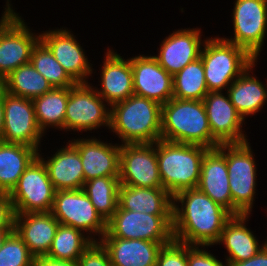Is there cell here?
<instances>
[{
    "mask_svg": "<svg viewBox=\"0 0 267 266\" xmlns=\"http://www.w3.org/2000/svg\"><path fill=\"white\" fill-rule=\"evenodd\" d=\"M180 202L181 208L175 204ZM232 215L197 188L173 196L174 240L196 246L218 242L225 223Z\"/></svg>",
    "mask_w": 267,
    "mask_h": 266,
    "instance_id": "6da1fadb",
    "label": "cell"
},
{
    "mask_svg": "<svg viewBox=\"0 0 267 266\" xmlns=\"http://www.w3.org/2000/svg\"><path fill=\"white\" fill-rule=\"evenodd\" d=\"M161 140L197 144L209 149L220 145L212 137L203 100L172 98L163 104Z\"/></svg>",
    "mask_w": 267,
    "mask_h": 266,
    "instance_id": "7a4b0ae2",
    "label": "cell"
},
{
    "mask_svg": "<svg viewBox=\"0 0 267 266\" xmlns=\"http://www.w3.org/2000/svg\"><path fill=\"white\" fill-rule=\"evenodd\" d=\"M110 111V128L124 144L161 140L162 105L158 102L133 94L112 105Z\"/></svg>",
    "mask_w": 267,
    "mask_h": 266,
    "instance_id": "3957f363",
    "label": "cell"
},
{
    "mask_svg": "<svg viewBox=\"0 0 267 266\" xmlns=\"http://www.w3.org/2000/svg\"><path fill=\"white\" fill-rule=\"evenodd\" d=\"M156 156L163 188L172 196L197 188L201 163L209 148L197 144L158 140Z\"/></svg>",
    "mask_w": 267,
    "mask_h": 266,
    "instance_id": "277c9868",
    "label": "cell"
},
{
    "mask_svg": "<svg viewBox=\"0 0 267 266\" xmlns=\"http://www.w3.org/2000/svg\"><path fill=\"white\" fill-rule=\"evenodd\" d=\"M200 57L209 92L227 88L234 82L233 80L256 62L245 49L224 38L206 40Z\"/></svg>",
    "mask_w": 267,
    "mask_h": 266,
    "instance_id": "5b68a950",
    "label": "cell"
},
{
    "mask_svg": "<svg viewBox=\"0 0 267 266\" xmlns=\"http://www.w3.org/2000/svg\"><path fill=\"white\" fill-rule=\"evenodd\" d=\"M217 149L226 157L232 196V216L249 215L254 201L257 177L251 147L245 142L220 144Z\"/></svg>",
    "mask_w": 267,
    "mask_h": 266,
    "instance_id": "8992f818",
    "label": "cell"
},
{
    "mask_svg": "<svg viewBox=\"0 0 267 266\" xmlns=\"http://www.w3.org/2000/svg\"><path fill=\"white\" fill-rule=\"evenodd\" d=\"M103 237L141 239L163 246L174 240L173 215H150L121 209L119 206L107 221Z\"/></svg>",
    "mask_w": 267,
    "mask_h": 266,
    "instance_id": "52a82bcc",
    "label": "cell"
},
{
    "mask_svg": "<svg viewBox=\"0 0 267 266\" xmlns=\"http://www.w3.org/2000/svg\"><path fill=\"white\" fill-rule=\"evenodd\" d=\"M9 5L0 20V83L19 66L30 63L32 49L40 39Z\"/></svg>",
    "mask_w": 267,
    "mask_h": 266,
    "instance_id": "ba28073f",
    "label": "cell"
},
{
    "mask_svg": "<svg viewBox=\"0 0 267 266\" xmlns=\"http://www.w3.org/2000/svg\"><path fill=\"white\" fill-rule=\"evenodd\" d=\"M56 190L47 169L37 157L9 194L14 213L51 212Z\"/></svg>",
    "mask_w": 267,
    "mask_h": 266,
    "instance_id": "9c48e42d",
    "label": "cell"
},
{
    "mask_svg": "<svg viewBox=\"0 0 267 266\" xmlns=\"http://www.w3.org/2000/svg\"><path fill=\"white\" fill-rule=\"evenodd\" d=\"M4 128L2 142L31 146L38 150L42 137L33 100L13 96L2 87Z\"/></svg>",
    "mask_w": 267,
    "mask_h": 266,
    "instance_id": "30bf717a",
    "label": "cell"
},
{
    "mask_svg": "<svg viewBox=\"0 0 267 266\" xmlns=\"http://www.w3.org/2000/svg\"><path fill=\"white\" fill-rule=\"evenodd\" d=\"M93 89L88 82L77 83L69 88L64 129L86 131L103 124L110 128L111 111L107 110L103 99Z\"/></svg>",
    "mask_w": 267,
    "mask_h": 266,
    "instance_id": "8fae6325",
    "label": "cell"
},
{
    "mask_svg": "<svg viewBox=\"0 0 267 266\" xmlns=\"http://www.w3.org/2000/svg\"><path fill=\"white\" fill-rule=\"evenodd\" d=\"M51 214L62 225L99 233L102 237L106 233L107 222L95 210L83 189L56 191Z\"/></svg>",
    "mask_w": 267,
    "mask_h": 266,
    "instance_id": "7c38bea8",
    "label": "cell"
},
{
    "mask_svg": "<svg viewBox=\"0 0 267 266\" xmlns=\"http://www.w3.org/2000/svg\"><path fill=\"white\" fill-rule=\"evenodd\" d=\"M235 2L234 38L225 40L245 49L257 60L267 30V0H236Z\"/></svg>",
    "mask_w": 267,
    "mask_h": 266,
    "instance_id": "4fadbf2b",
    "label": "cell"
},
{
    "mask_svg": "<svg viewBox=\"0 0 267 266\" xmlns=\"http://www.w3.org/2000/svg\"><path fill=\"white\" fill-rule=\"evenodd\" d=\"M119 180L122 185L163 188L153 143L121 145Z\"/></svg>",
    "mask_w": 267,
    "mask_h": 266,
    "instance_id": "5bb4252c",
    "label": "cell"
},
{
    "mask_svg": "<svg viewBox=\"0 0 267 266\" xmlns=\"http://www.w3.org/2000/svg\"><path fill=\"white\" fill-rule=\"evenodd\" d=\"M130 61L135 95L161 105L173 98V76L160 66L154 56L140 55Z\"/></svg>",
    "mask_w": 267,
    "mask_h": 266,
    "instance_id": "9a60e30c",
    "label": "cell"
},
{
    "mask_svg": "<svg viewBox=\"0 0 267 266\" xmlns=\"http://www.w3.org/2000/svg\"><path fill=\"white\" fill-rule=\"evenodd\" d=\"M221 91L209 92L203 99L212 137L219 144L248 142L242 133V116Z\"/></svg>",
    "mask_w": 267,
    "mask_h": 266,
    "instance_id": "2e32d148",
    "label": "cell"
},
{
    "mask_svg": "<svg viewBox=\"0 0 267 266\" xmlns=\"http://www.w3.org/2000/svg\"><path fill=\"white\" fill-rule=\"evenodd\" d=\"M39 36L58 63L77 83H87L86 77L92 73V69L74 35L66 29H60Z\"/></svg>",
    "mask_w": 267,
    "mask_h": 266,
    "instance_id": "e0dca14e",
    "label": "cell"
},
{
    "mask_svg": "<svg viewBox=\"0 0 267 266\" xmlns=\"http://www.w3.org/2000/svg\"><path fill=\"white\" fill-rule=\"evenodd\" d=\"M71 143L81 157L84 180L98 177H119L120 148L97 139H74Z\"/></svg>",
    "mask_w": 267,
    "mask_h": 266,
    "instance_id": "ac0fdd59",
    "label": "cell"
},
{
    "mask_svg": "<svg viewBox=\"0 0 267 266\" xmlns=\"http://www.w3.org/2000/svg\"><path fill=\"white\" fill-rule=\"evenodd\" d=\"M59 224L51 212L15 213L14 216V230L34 257L48 254Z\"/></svg>",
    "mask_w": 267,
    "mask_h": 266,
    "instance_id": "d6986e66",
    "label": "cell"
},
{
    "mask_svg": "<svg viewBox=\"0 0 267 266\" xmlns=\"http://www.w3.org/2000/svg\"><path fill=\"white\" fill-rule=\"evenodd\" d=\"M200 30L183 29L163 40L159 55L154 56L169 74L174 76L201 54Z\"/></svg>",
    "mask_w": 267,
    "mask_h": 266,
    "instance_id": "ffe728a7",
    "label": "cell"
},
{
    "mask_svg": "<svg viewBox=\"0 0 267 266\" xmlns=\"http://www.w3.org/2000/svg\"><path fill=\"white\" fill-rule=\"evenodd\" d=\"M197 189L232 215L226 157L217 148L209 149L203 157Z\"/></svg>",
    "mask_w": 267,
    "mask_h": 266,
    "instance_id": "44dd1931",
    "label": "cell"
},
{
    "mask_svg": "<svg viewBox=\"0 0 267 266\" xmlns=\"http://www.w3.org/2000/svg\"><path fill=\"white\" fill-rule=\"evenodd\" d=\"M106 53L101 74L102 91L97 90V93L111 107L134 94L133 72L129 59L125 61L111 50Z\"/></svg>",
    "mask_w": 267,
    "mask_h": 266,
    "instance_id": "7402d4cb",
    "label": "cell"
},
{
    "mask_svg": "<svg viewBox=\"0 0 267 266\" xmlns=\"http://www.w3.org/2000/svg\"><path fill=\"white\" fill-rule=\"evenodd\" d=\"M112 266H156L161 243L141 239L101 237Z\"/></svg>",
    "mask_w": 267,
    "mask_h": 266,
    "instance_id": "603a6c76",
    "label": "cell"
},
{
    "mask_svg": "<svg viewBox=\"0 0 267 266\" xmlns=\"http://www.w3.org/2000/svg\"><path fill=\"white\" fill-rule=\"evenodd\" d=\"M38 158L45 165L56 191L83 189L85 183L83 165L79 152L72 143L58 150L48 161H44L39 152Z\"/></svg>",
    "mask_w": 267,
    "mask_h": 266,
    "instance_id": "cb8c5ba5",
    "label": "cell"
},
{
    "mask_svg": "<svg viewBox=\"0 0 267 266\" xmlns=\"http://www.w3.org/2000/svg\"><path fill=\"white\" fill-rule=\"evenodd\" d=\"M118 206L150 215H173V196L164 188L119 186Z\"/></svg>",
    "mask_w": 267,
    "mask_h": 266,
    "instance_id": "d4e9b609",
    "label": "cell"
},
{
    "mask_svg": "<svg viewBox=\"0 0 267 266\" xmlns=\"http://www.w3.org/2000/svg\"><path fill=\"white\" fill-rule=\"evenodd\" d=\"M36 148L0 141V192L10 194L28 166L38 157Z\"/></svg>",
    "mask_w": 267,
    "mask_h": 266,
    "instance_id": "484cf974",
    "label": "cell"
},
{
    "mask_svg": "<svg viewBox=\"0 0 267 266\" xmlns=\"http://www.w3.org/2000/svg\"><path fill=\"white\" fill-rule=\"evenodd\" d=\"M248 215L232 216L224 225L217 243L223 242L228 250L227 262H240L256 255L263 246L244 224ZM259 246V247H258Z\"/></svg>",
    "mask_w": 267,
    "mask_h": 266,
    "instance_id": "4316f807",
    "label": "cell"
},
{
    "mask_svg": "<svg viewBox=\"0 0 267 266\" xmlns=\"http://www.w3.org/2000/svg\"><path fill=\"white\" fill-rule=\"evenodd\" d=\"M254 64L255 62L235 79L227 90L231 103L243 119L246 115L258 112L267 101V89L248 73Z\"/></svg>",
    "mask_w": 267,
    "mask_h": 266,
    "instance_id": "83f0119b",
    "label": "cell"
},
{
    "mask_svg": "<svg viewBox=\"0 0 267 266\" xmlns=\"http://www.w3.org/2000/svg\"><path fill=\"white\" fill-rule=\"evenodd\" d=\"M0 84L7 93L32 100L53 88L48 80L34 68L31 62L19 66Z\"/></svg>",
    "mask_w": 267,
    "mask_h": 266,
    "instance_id": "f1b7e54d",
    "label": "cell"
},
{
    "mask_svg": "<svg viewBox=\"0 0 267 266\" xmlns=\"http://www.w3.org/2000/svg\"><path fill=\"white\" fill-rule=\"evenodd\" d=\"M68 98L69 88L53 87L42 96L33 99L37 123L43 133L47 125L64 129Z\"/></svg>",
    "mask_w": 267,
    "mask_h": 266,
    "instance_id": "f546056e",
    "label": "cell"
},
{
    "mask_svg": "<svg viewBox=\"0 0 267 266\" xmlns=\"http://www.w3.org/2000/svg\"><path fill=\"white\" fill-rule=\"evenodd\" d=\"M119 186V177H98L84 183L83 191L106 222L117 210Z\"/></svg>",
    "mask_w": 267,
    "mask_h": 266,
    "instance_id": "4dcf8cb0",
    "label": "cell"
},
{
    "mask_svg": "<svg viewBox=\"0 0 267 266\" xmlns=\"http://www.w3.org/2000/svg\"><path fill=\"white\" fill-rule=\"evenodd\" d=\"M208 93L201 57L173 76V98L203 100Z\"/></svg>",
    "mask_w": 267,
    "mask_h": 266,
    "instance_id": "1f68e13d",
    "label": "cell"
},
{
    "mask_svg": "<svg viewBox=\"0 0 267 266\" xmlns=\"http://www.w3.org/2000/svg\"><path fill=\"white\" fill-rule=\"evenodd\" d=\"M94 238L84 237L81 230L59 224L48 257L60 260L78 261L82 253L91 245Z\"/></svg>",
    "mask_w": 267,
    "mask_h": 266,
    "instance_id": "d6a6232c",
    "label": "cell"
},
{
    "mask_svg": "<svg viewBox=\"0 0 267 266\" xmlns=\"http://www.w3.org/2000/svg\"><path fill=\"white\" fill-rule=\"evenodd\" d=\"M30 62L52 87L70 88L77 84L40 39L32 49Z\"/></svg>",
    "mask_w": 267,
    "mask_h": 266,
    "instance_id": "836d02e7",
    "label": "cell"
},
{
    "mask_svg": "<svg viewBox=\"0 0 267 266\" xmlns=\"http://www.w3.org/2000/svg\"><path fill=\"white\" fill-rule=\"evenodd\" d=\"M33 259L22 238L13 230L0 248V266H33Z\"/></svg>",
    "mask_w": 267,
    "mask_h": 266,
    "instance_id": "e575fe53",
    "label": "cell"
},
{
    "mask_svg": "<svg viewBox=\"0 0 267 266\" xmlns=\"http://www.w3.org/2000/svg\"><path fill=\"white\" fill-rule=\"evenodd\" d=\"M156 266H188L187 244L173 240L164 245L159 251Z\"/></svg>",
    "mask_w": 267,
    "mask_h": 266,
    "instance_id": "d590c367",
    "label": "cell"
},
{
    "mask_svg": "<svg viewBox=\"0 0 267 266\" xmlns=\"http://www.w3.org/2000/svg\"><path fill=\"white\" fill-rule=\"evenodd\" d=\"M78 266H112L110 256L101 242L93 241L77 261Z\"/></svg>",
    "mask_w": 267,
    "mask_h": 266,
    "instance_id": "8d00e7d4",
    "label": "cell"
},
{
    "mask_svg": "<svg viewBox=\"0 0 267 266\" xmlns=\"http://www.w3.org/2000/svg\"><path fill=\"white\" fill-rule=\"evenodd\" d=\"M187 264L188 266H227L207 251L199 249L196 245L188 244Z\"/></svg>",
    "mask_w": 267,
    "mask_h": 266,
    "instance_id": "74e56055",
    "label": "cell"
},
{
    "mask_svg": "<svg viewBox=\"0 0 267 266\" xmlns=\"http://www.w3.org/2000/svg\"><path fill=\"white\" fill-rule=\"evenodd\" d=\"M14 216L9 194L0 192V228H14Z\"/></svg>",
    "mask_w": 267,
    "mask_h": 266,
    "instance_id": "f35d334b",
    "label": "cell"
},
{
    "mask_svg": "<svg viewBox=\"0 0 267 266\" xmlns=\"http://www.w3.org/2000/svg\"><path fill=\"white\" fill-rule=\"evenodd\" d=\"M226 263L227 266H267V246L263 244L260 251L247 260Z\"/></svg>",
    "mask_w": 267,
    "mask_h": 266,
    "instance_id": "ab89813d",
    "label": "cell"
},
{
    "mask_svg": "<svg viewBox=\"0 0 267 266\" xmlns=\"http://www.w3.org/2000/svg\"><path fill=\"white\" fill-rule=\"evenodd\" d=\"M33 266H78V264L77 261L54 259L47 255H42L34 257Z\"/></svg>",
    "mask_w": 267,
    "mask_h": 266,
    "instance_id": "60d3db41",
    "label": "cell"
},
{
    "mask_svg": "<svg viewBox=\"0 0 267 266\" xmlns=\"http://www.w3.org/2000/svg\"><path fill=\"white\" fill-rule=\"evenodd\" d=\"M3 128H4V119H3V104H2V85L0 84V141H2Z\"/></svg>",
    "mask_w": 267,
    "mask_h": 266,
    "instance_id": "b9f144b4",
    "label": "cell"
},
{
    "mask_svg": "<svg viewBox=\"0 0 267 266\" xmlns=\"http://www.w3.org/2000/svg\"><path fill=\"white\" fill-rule=\"evenodd\" d=\"M14 230V228H0V248L6 237Z\"/></svg>",
    "mask_w": 267,
    "mask_h": 266,
    "instance_id": "7bdbcfd3",
    "label": "cell"
}]
</instances>
